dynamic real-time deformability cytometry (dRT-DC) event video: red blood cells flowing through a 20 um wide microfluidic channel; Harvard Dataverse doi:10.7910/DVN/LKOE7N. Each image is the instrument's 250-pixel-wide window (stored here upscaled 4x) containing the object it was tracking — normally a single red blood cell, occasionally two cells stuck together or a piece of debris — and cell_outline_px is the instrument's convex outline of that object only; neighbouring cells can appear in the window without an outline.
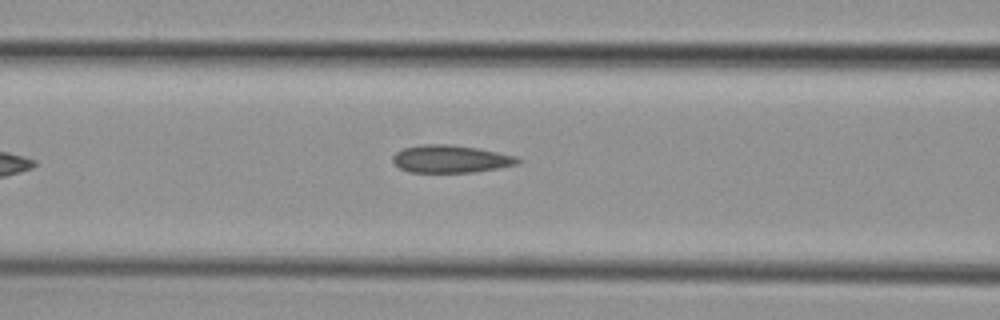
{"species": "common noctule bat (a hibernating species)", "species_latin": "Nyctalus noctula", "temperature_condition": "cold", "stored_images_in_passage": 7, "camera_frame_rate_fps": 3000, "um_per_image_px": 0.085, "animal": {"sex": "female", "body_mass_g": 29.2, "forearm_length_mm": 56.3}, "frame": {"image": 1, "passage_image": 7, "time_ms": 7.0, "image_size_px": [1000, 320], "cell_outline_px": [[524, 160], [516, 164], [500, 168], [472, 172], [408, 172], [400, 168], [392, 160], [392, 156], [396, 152], [404, 148], [420, 144], [452, 144], [476, 148], [516, 156]], "centroid_in_image_um": [38.3, 13.51], "position_along_channel_um": 128.3, "area_um2": 20.11}}